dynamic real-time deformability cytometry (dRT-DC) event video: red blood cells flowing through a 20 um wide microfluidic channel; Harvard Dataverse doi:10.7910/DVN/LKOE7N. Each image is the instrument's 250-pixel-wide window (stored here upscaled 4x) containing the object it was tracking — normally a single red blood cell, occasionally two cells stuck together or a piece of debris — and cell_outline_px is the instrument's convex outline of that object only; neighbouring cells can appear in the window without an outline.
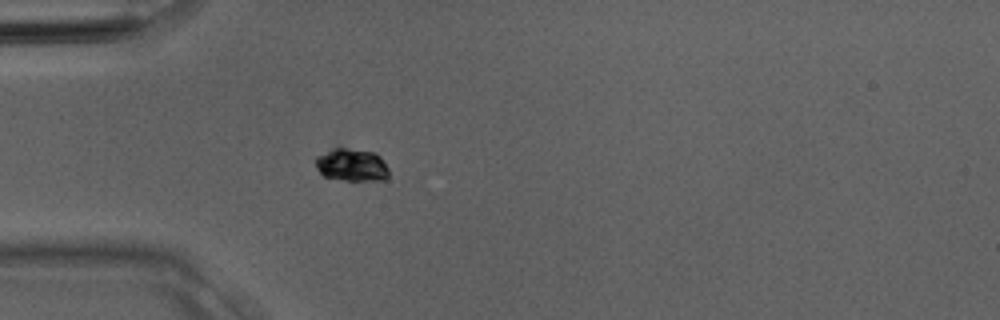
{"species": "Egyptian fruit bat (a non-hibernating species)", "species_latin": "Rousettus aegyptiacus", "temperature_condition": "room temperature", "stored_images_in_passage": 4, "camera_frame_rate_fps": 3000, "um_per_image_px": 0.085, "animal": {"sex": "male"}, "frame": {"image": 1, "passage_image": 4, "time_ms": 1.0, "image_size_px": [1000, 320], "cell_outline_px": [[388, 180], [344, 180], [324, 176], [316, 168], [316, 156], [340, 144], [376, 152], [380, 156], [388, 168]], "centroid_in_image_um": [29.9, 13.96], "position_along_channel_um": 55.1, "area_um2": 14.57}}